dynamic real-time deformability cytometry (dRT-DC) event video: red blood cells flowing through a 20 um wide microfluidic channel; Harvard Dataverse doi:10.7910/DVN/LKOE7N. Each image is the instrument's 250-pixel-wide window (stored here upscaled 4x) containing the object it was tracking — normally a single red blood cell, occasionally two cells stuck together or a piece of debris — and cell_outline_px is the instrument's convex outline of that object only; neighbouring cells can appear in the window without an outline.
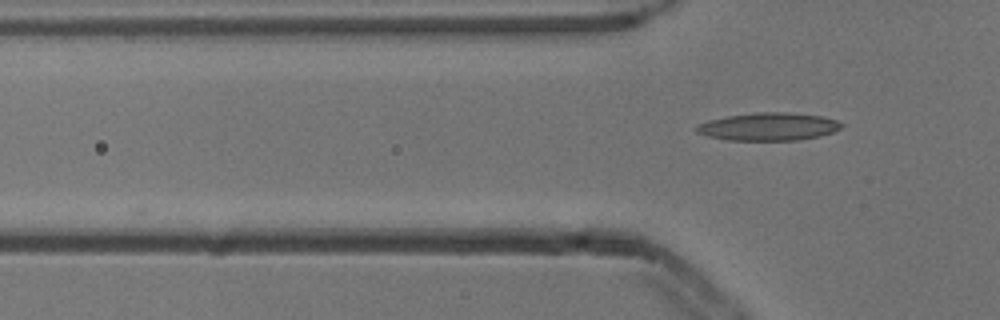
{"species": "common noctule bat (a hibernating species)", "species_latin": "Nyctalus noctula", "temperature_condition": "cold", "stored_images_in_passage": 3, "camera_frame_rate_fps": 3000, "um_per_image_px": 0.085, "animal": {"sex": "male", "body_mass_g": 13.3}, "frame": {"image": 1, "passage_image": 3, "time_ms": 0.667, "image_size_px": [1000, 320], "cell_outline_px": [[844, 124], [840, 128], [832, 132], [820, 136], [800, 140], [728, 140], [708, 136], [696, 132], [696, 128], [700, 124], [708, 120], [728, 116], [756, 112], [784, 112], [820, 116], [836, 120]], "centroid_in_image_um": [65.33, 10.77], "position_along_channel_um": 60.5, "area_um2": 23.29}}